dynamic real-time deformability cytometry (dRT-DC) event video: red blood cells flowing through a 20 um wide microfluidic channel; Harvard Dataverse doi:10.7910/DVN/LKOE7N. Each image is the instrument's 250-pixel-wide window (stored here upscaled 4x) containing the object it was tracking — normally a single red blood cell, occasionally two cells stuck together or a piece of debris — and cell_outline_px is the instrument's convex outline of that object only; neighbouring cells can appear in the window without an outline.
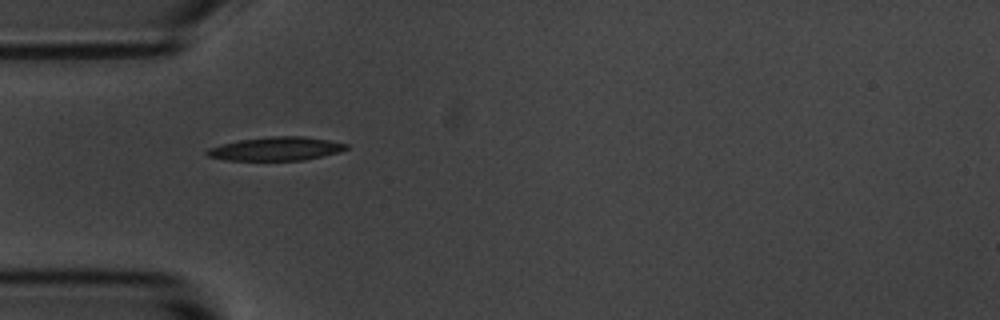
{"species": "common noctule bat (a hibernating species)", "species_latin": "Nyctalus noctula", "temperature_condition": "room temperature", "stored_images_in_passage": 10, "camera_frame_rate_fps": 3000, "um_per_image_px": 0.085, "animal": {"sex": "male", "body_mass_g": 20.1, "forearm_length_mm": 53.5}, "frame": {"image": 1, "passage_image": 4, "time_ms": 4.333, "image_size_px": [1000, 320], "cell_outline_px": [[348, 148], [340, 152], [304, 160], [224, 160], [208, 156], [204, 152], [208, 148], [220, 144], [240, 140], [272, 136], [304, 136], [328, 140], [348, 144]], "centroid_in_image_um": [23.45, 12.64], "position_along_channel_um": 61.5, "area_um2": 19.13}}
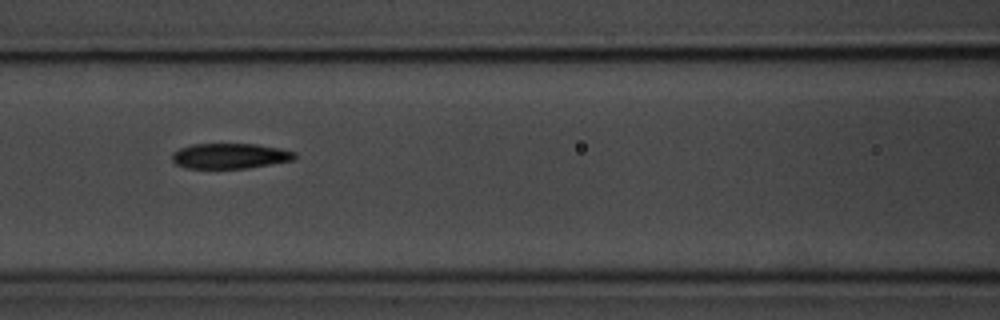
{"frame": {"image": 2, "passage_image": 6, "time_ms": 6.667, "image_size_px": [1000, 320], "cell_outline_px": [[296, 156], [292, 160], [248, 168], [184, 168], [176, 164], [172, 160], [172, 152], [180, 148], [192, 144], [256, 144], [280, 148], [296, 152]], "centroid_in_image_um": [19.52, 13.25], "position_along_channel_um": 147.1, "area_um2": 18.09}}
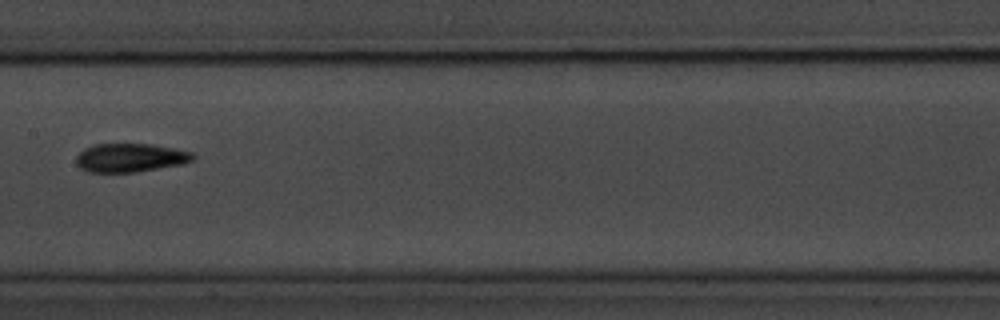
{"frame": {"image": 3, "passage_image": 7, "time_ms": 8.0, "image_size_px": [1000, 320], "cell_outline_px": [[196, 156], [192, 160], [184, 164], [136, 172], [88, 172], [80, 168], [76, 164], [76, 156], [84, 148], [92, 144], [148, 144], [176, 148], [192, 152]], "centroid_in_image_um": [11.07, 13.4], "position_along_channel_um": 196.3, "area_um2": 19.65}}